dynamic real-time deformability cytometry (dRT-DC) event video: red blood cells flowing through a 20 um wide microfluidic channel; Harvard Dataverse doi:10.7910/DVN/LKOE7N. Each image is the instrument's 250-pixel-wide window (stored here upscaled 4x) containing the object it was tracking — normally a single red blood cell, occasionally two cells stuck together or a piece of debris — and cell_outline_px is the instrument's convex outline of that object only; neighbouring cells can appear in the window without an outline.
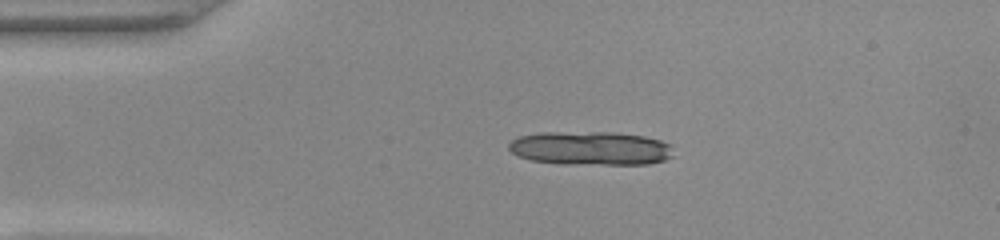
{"species": "common noctule bat (a hibernating species)", "species_latin": "Nyctalus noctula", "temperature_condition": "warm", "stored_images_in_passage": 14, "camera_frame_rate_fps": 3000, "um_per_image_px": 0.085, "animal": {"sex": "female", "body_mass_g": 22.0, "forearm_length_mm": 56.7}, "frame": {"image": 1, "passage_image": 1, "time_ms": 0.0, "image_size_px": [1000, 240], "cell_outline_px": [[672, 156], [664, 160], [648, 164], [560, 164], [532, 160], [516, 156], [508, 148], [508, 144], [512, 140], [520, 136], [540, 132], [612, 132], [644, 136], [660, 140], [672, 144]], "centroid_in_image_um": [50.19, 12.6], "position_along_channel_um": 34.8, "area_um2": 32.6}}
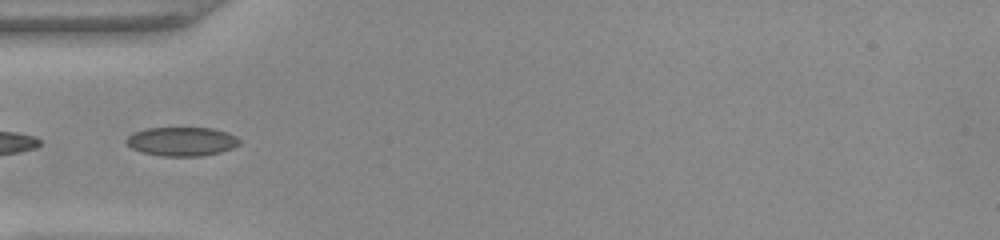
{"frame": {"image": 2, "passage_image": 7, "time_ms": 2.0, "image_size_px": [1000, 240], "cell_outline_px": [[240, 144], [232, 148], [220, 152], [200, 156], [160, 156], [140, 152], [132, 148], [124, 140], [132, 132], [148, 128], [212, 128], [228, 132], [236, 136], [240, 140]], "centroid_in_image_um": [15.44, 12.02], "position_along_channel_um": 69.6, "area_um2": 19.19}}
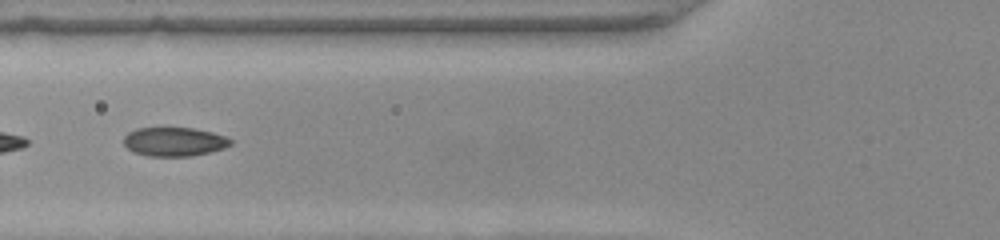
{"frame": {"image": 3, "passage_image": 10, "time_ms": 3.0, "image_size_px": [1000, 240], "cell_outline_px": [[232, 144], [224, 148], [192, 156], [148, 156], [132, 152], [124, 144], [124, 136], [128, 132], [136, 128], [192, 128], [212, 132], [224, 136], [232, 140]], "centroid_in_image_um": [14.79, 12.05], "position_along_channel_um": 111.0, "area_um2": 17.98}}